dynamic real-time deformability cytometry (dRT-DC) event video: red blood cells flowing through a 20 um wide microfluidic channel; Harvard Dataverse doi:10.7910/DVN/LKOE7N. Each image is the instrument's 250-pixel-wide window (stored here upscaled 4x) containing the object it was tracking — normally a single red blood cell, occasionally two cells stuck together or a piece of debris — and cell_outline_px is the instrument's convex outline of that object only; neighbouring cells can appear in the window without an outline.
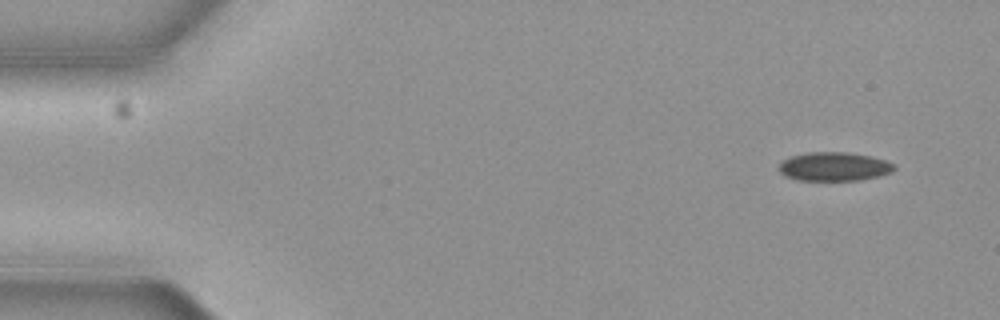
{"species": "common noctule bat (a hibernating species)", "species_latin": "Nyctalus noctula", "temperature_condition": "cold", "stored_images_in_passage": 9, "camera_frame_rate_fps": 3000, "um_per_image_px": 0.085, "animal": {"sex": "female", "body_mass_g": 19.3, "forearm_length_mm": 54.1}, "frame": {"image": 1, "passage_image": 1, "time_ms": 0.0, "image_size_px": [1000, 320], "cell_outline_px": [[896, 168], [892, 172], [880, 176], [860, 180], [796, 180], [784, 176], [776, 168], [780, 160], [792, 156], [808, 152], [844, 152], [868, 156], [884, 160], [896, 164]], "centroid_in_image_um": [70.85, 14.16], "position_along_channel_um": 14.1, "area_um2": 19.54}}
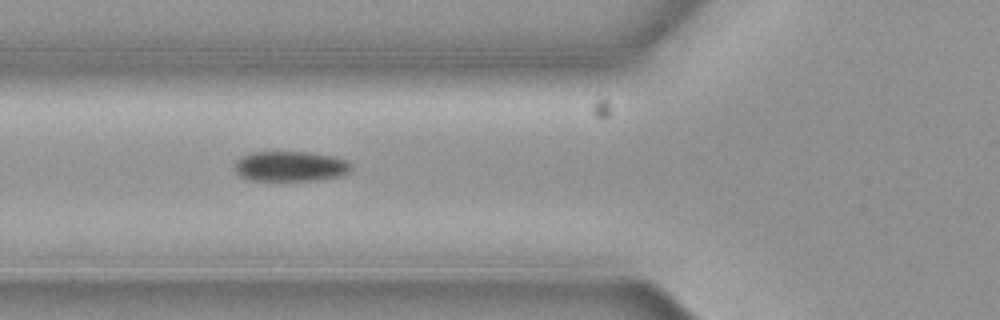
{"frame": {"image": 2, "passage_image": 6, "time_ms": 1.667, "image_size_px": [1000, 320], "cell_outline_px": [[352, 168], [348, 172], [340, 176], [316, 180], [248, 180], [240, 176], [236, 172], [236, 160], [240, 156], [252, 152], [308, 152], [332, 156], [348, 160], [352, 164]], "centroid_in_image_um": [24.69, 14.13], "position_along_channel_um": 101.1, "area_um2": 20.52}}
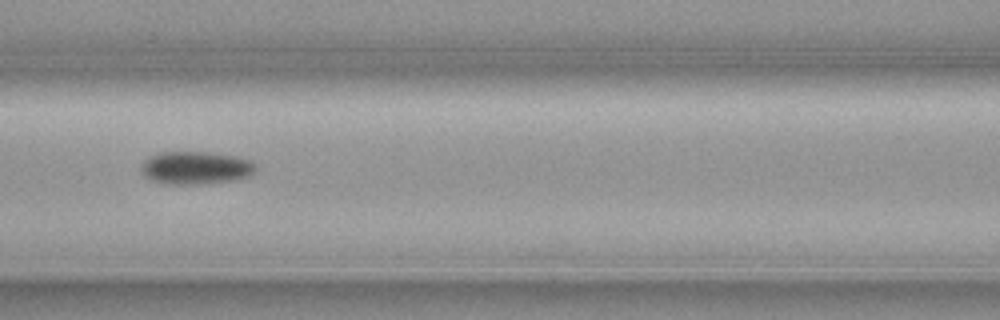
{"frame": {"image": 3, "passage_image": 7, "time_ms": 2.0, "image_size_px": [1000, 320], "cell_outline_px": [[256, 168], [248, 176], [228, 180], [200, 184], [164, 184], [152, 180], [144, 176], [140, 172], [140, 168], [144, 160], [148, 156], [160, 152], [208, 152], [236, 156], [252, 160], [256, 164]], "centroid_in_image_um": [16.58, 14.25], "position_along_channel_um": 150.0, "area_um2": 21.96}}